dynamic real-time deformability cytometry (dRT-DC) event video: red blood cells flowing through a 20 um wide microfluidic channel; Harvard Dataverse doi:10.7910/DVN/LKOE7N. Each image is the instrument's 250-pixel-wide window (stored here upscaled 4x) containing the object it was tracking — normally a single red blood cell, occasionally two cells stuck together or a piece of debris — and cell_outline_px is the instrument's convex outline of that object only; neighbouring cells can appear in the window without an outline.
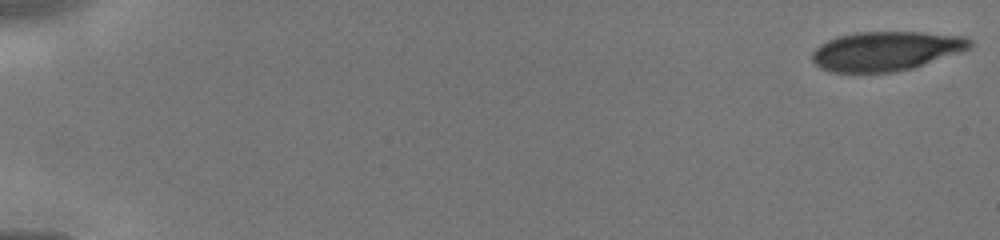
{"species": "human", "species_latin": "Homo sapiens", "temperature_condition": "cold", "stored_images_in_passage": 8, "camera_frame_rate_fps": 3000, "um_per_image_px": 0.085, "donor": {"sex": "male"}, "frame": {"image": 1, "passage_image": 1, "time_ms": 0.0, "image_size_px": [1000, 240], "cell_outline_px": [[972, 48], [912, 68], [892, 72], [832, 72], [820, 68], [812, 60], [812, 52], [820, 44], [836, 36], [856, 32], [920, 32], [964, 36], [972, 40]], "centroid_in_image_um": [75.3, 4.33], "position_along_channel_um": 9.7, "area_um2": 36.13}}